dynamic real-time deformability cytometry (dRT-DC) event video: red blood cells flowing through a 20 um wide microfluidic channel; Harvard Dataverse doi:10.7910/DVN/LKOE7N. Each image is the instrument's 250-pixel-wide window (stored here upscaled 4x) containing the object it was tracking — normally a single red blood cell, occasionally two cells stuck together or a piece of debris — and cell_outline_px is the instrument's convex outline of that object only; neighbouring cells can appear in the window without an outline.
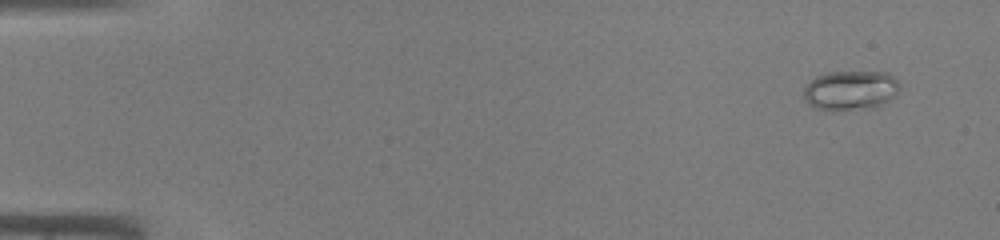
{"species": "common noctule bat (a hibernating species)", "species_latin": "Nyctalus noctula", "temperature_condition": "warm", "stored_images_in_passage": 43, "camera_frame_rate_fps": 3000, "um_per_image_px": 0.085, "animal": {"sex": "male", "body_mass_g": 19.0, "forearm_length_mm": 50.8}, "frame": {"image": 1, "passage_image": 1, "time_ms": 0.0, "image_size_px": [1000, 240], "cell_outline_px": [[900, 88], [888, 100], [872, 108], [836, 112], [812, 108], [804, 100], [804, 84], [816, 76], [828, 72], [888, 72], [900, 84]], "centroid_in_image_um": [72.22, 7.7], "position_along_channel_um": 12.8, "area_um2": 22.54}}
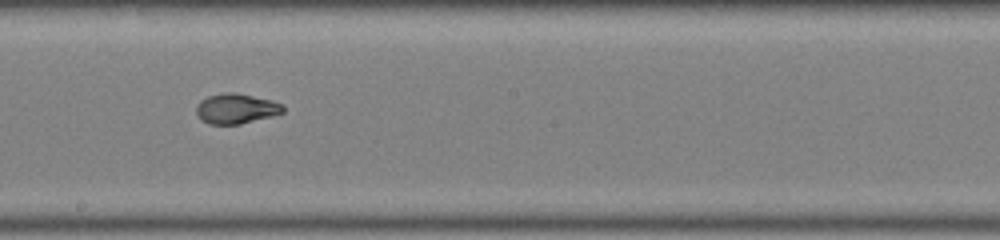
{"frame": {"image": 2, "passage_image": 24, "time_ms": 7.667, "image_size_px": [1000, 240], "cell_outline_px": [[284, 112], [272, 116], [240, 124], [208, 124], [200, 120], [196, 112], [196, 104], [200, 100], [208, 96], [224, 92], [236, 92], [272, 100], [284, 104]], "centroid_in_image_um": [20.06, 9.22], "position_along_channel_um": 228.1, "area_um2": 15.43}}
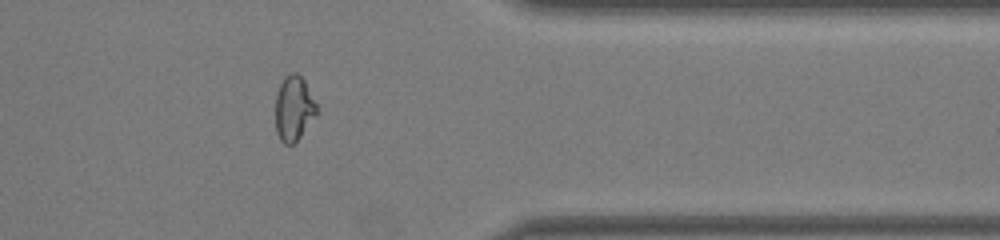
{"frame": {"image": 3, "passage_image": 35, "time_ms": 11.333, "image_size_px": [1000, 240], "cell_outline_px": [[316, 116], [300, 136], [292, 144], [284, 144], [280, 140], [276, 132], [276, 92], [284, 76], [292, 72], [296, 72], [304, 80], [316, 104]], "centroid_in_image_um": [24.95, 9.2], "position_along_channel_um": 386.4, "area_um2": 15.43}}